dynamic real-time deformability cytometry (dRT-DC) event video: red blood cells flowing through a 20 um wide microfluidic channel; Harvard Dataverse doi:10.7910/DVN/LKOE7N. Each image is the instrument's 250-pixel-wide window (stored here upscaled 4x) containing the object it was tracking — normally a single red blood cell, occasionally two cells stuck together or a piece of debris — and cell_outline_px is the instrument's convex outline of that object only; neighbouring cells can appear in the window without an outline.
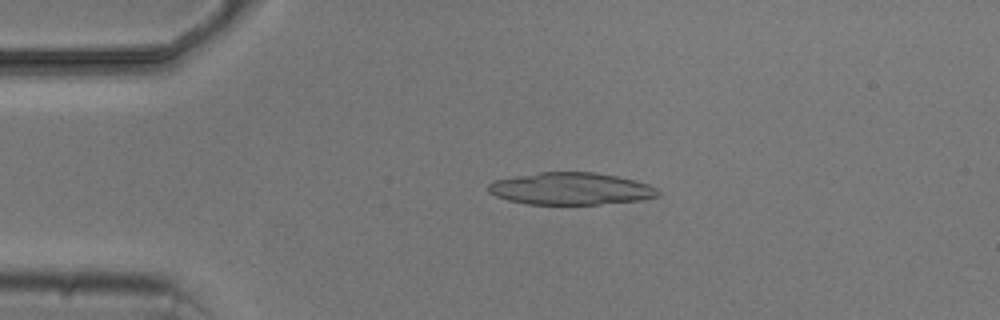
{"species": "common noctule bat (a hibernating species)", "species_latin": "Nyctalus noctula", "temperature_condition": "cold", "stored_images_in_passage": 4, "camera_frame_rate_fps": 3000, "um_per_image_px": 0.085, "animal": {"sex": "male", "body_mass_g": 20.5, "forearm_length_mm": 52.5}, "frame": {"image": 1, "passage_image": 3, "time_ms": 2.333, "image_size_px": [1000, 320], "cell_outline_px": [[660, 196], [640, 200], [600, 204], [528, 204], [508, 200], [496, 196], [488, 192], [488, 184], [496, 180], [516, 176], [540, 172], [592, 172], [616, 176], [648, 184], [656, 188], [660, 192]], "centroid_in_image_um": [48.52, 16.04], "position_along_channel_um": 36.5, "area_um2": 31.62}}